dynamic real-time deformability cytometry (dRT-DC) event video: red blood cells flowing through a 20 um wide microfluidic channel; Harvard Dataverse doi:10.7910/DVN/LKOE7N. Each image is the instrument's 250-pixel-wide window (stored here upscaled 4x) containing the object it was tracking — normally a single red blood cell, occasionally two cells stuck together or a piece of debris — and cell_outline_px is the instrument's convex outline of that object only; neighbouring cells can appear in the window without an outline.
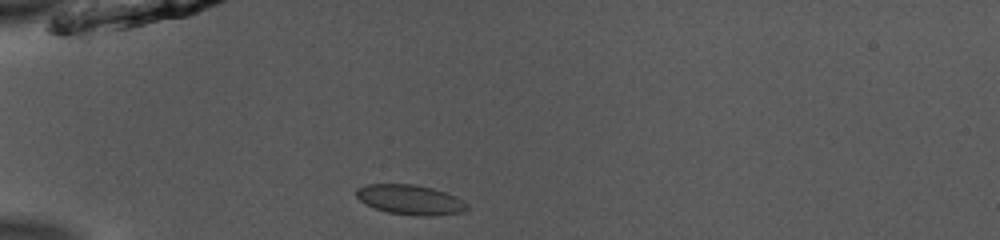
{"species": "common noctule bat (a hibernating species)", "species_latin": "Nyctalus noctula", "temperature_condition": "room temperature", "stored_images_in_passage": 37, "camera_frame_rate_fps": 3000, "um_per_image_px": 0.085, "animal": {"sex": "male", "body_mass_g": 13.0, "forearm_length_mm": 53.1}, "frame": {"image": 1, "passage_image": 1, "time_ms": 0.0, "image_size_px": [1000, 240], "cell_outline_px": [[468, 208], [460, 212], [432, 216], [416, 216], [388, 212], [376, 208], [360, 200], [356, 196], [356, 188], [368, 184], [412, 184], [432, 188], [456, 196]], "centroid_in_image_um": [34.83, 16.97], "position_along_channel_um": 50.2, "area_um2": 18.9}}
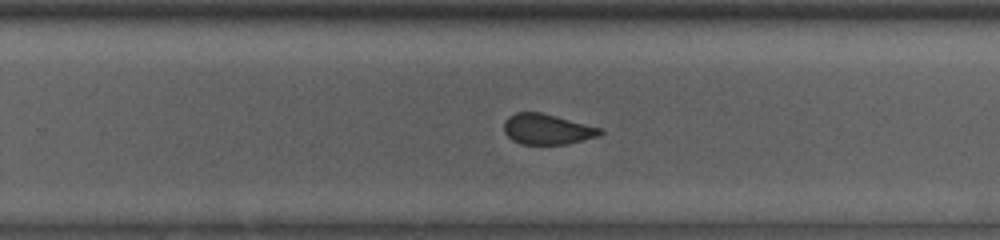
{"frame": {"image": 2, "passage_image": 20, "time_ms": 6.333, "image_size_px": [1000, 240], "cell_outline_px": [[604, 132], [600, 136], [568, 144], [520, 144], [512, 140], [504, 132], [504, 120], [508, 116], [516, 112], [540, 112], [604, 128]], "centroid_in_image_um": [46.54, 10.98], "position_along_channel_um": 283.3, "area_um2": 17.34}}
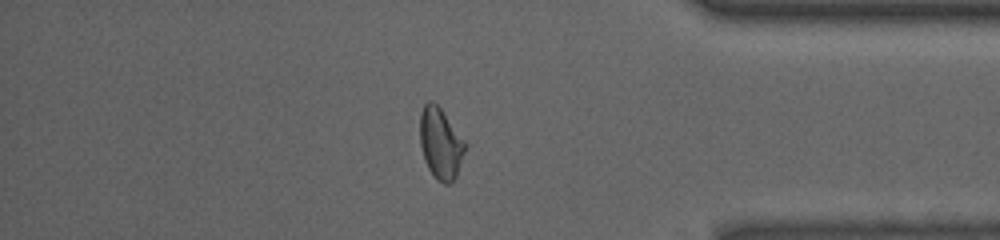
{"frame": {"image": 3, "passage_image": 30, "time_ms": 9.667, "image_size_px": [1000, 240], "cell_outline_px": [[468, 144], [456, 176], [448, 184], [444, 184], [436, 180], [428, 168], [424, 160], [420, 144], [420, 112], [424, 104], [428, 100], [432, 100], [440, 108]], "centroid_in_image_um": [37.45, 12.19], "position_along_channel_um": 397.8, "area_um2": 18.84}, "authors_computed_cell_mechanics": {"area_um2": 18.2648, "velocity_mm_per_s": 3.9461, "shape_relaxation_time_tau1_ms": 9.8959, "shape_relaxation_time_tau2_ms": 0.9372, "deformation_change_tau1": 0.1742, "deformation_change_tau2": 0.039}}